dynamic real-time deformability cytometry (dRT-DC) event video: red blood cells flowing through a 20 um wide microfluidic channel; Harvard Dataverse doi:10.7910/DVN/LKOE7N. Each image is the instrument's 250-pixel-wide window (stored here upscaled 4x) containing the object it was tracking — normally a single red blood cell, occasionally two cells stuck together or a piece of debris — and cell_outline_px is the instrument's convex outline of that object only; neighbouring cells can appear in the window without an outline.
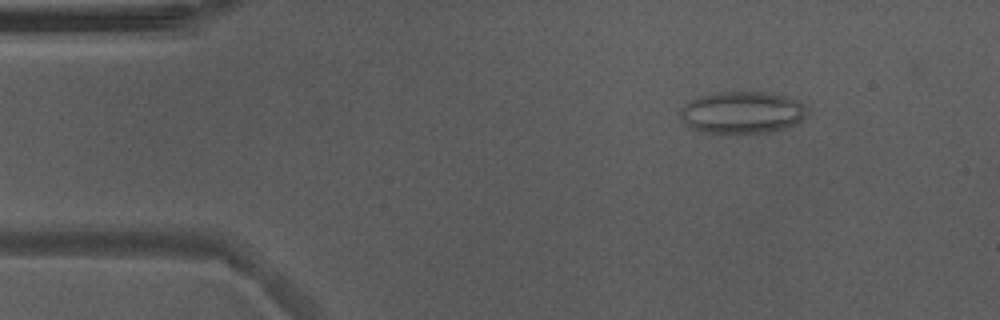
{"species": "Egyptian fruit bat (a non-hibernating species)", "species_latin": "Rousettus aegyptiacus", "temperature_condition": "warm", "stored_images_in_passage": 52, "camera_frame_rate_fps": 3000, "um_per_image_px": 0.085, "animal": {"sex": "male"}, "frame": {"image": 1, "passage_image": 7, "time_ms": 2.0, "image_size_px": [1000, 320], "cell_outline_px": [[808, 112], [804, 120], [796, 124], [772, 132], [704, 132], [692, 128], [680, 116], [680, 108], [684, 104], [700, 96], [720, 92], [768, 92], [800, 100], [804, 104]], "centroid_in_image_um": [63.15, 9.54], "position_along_channel_um": 21.9, "area_um2": 30.92}}
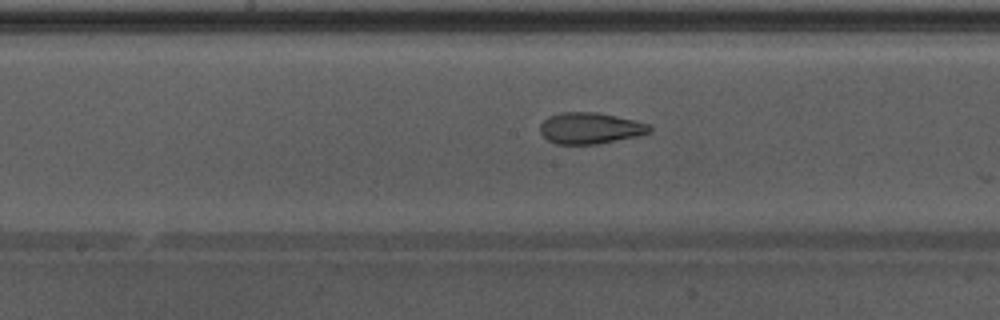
{"frame": {"image": 2, "passage_image": 26, "time_ms": 8.333, "image_size_px": [1000, 320], "cell_outline_px": [[652, 132], [636, 136], [596, 144], [556, 144], [548, 140], [540, 132], [540, 124], [548, 116], [560, 112], [596, 112], [636, 120], [648, 124], [652, 128]], "centroid_in_image_um": [50.16, 10.89], "position_along_channel_um": 198.0, "area_um2": 19.94}}
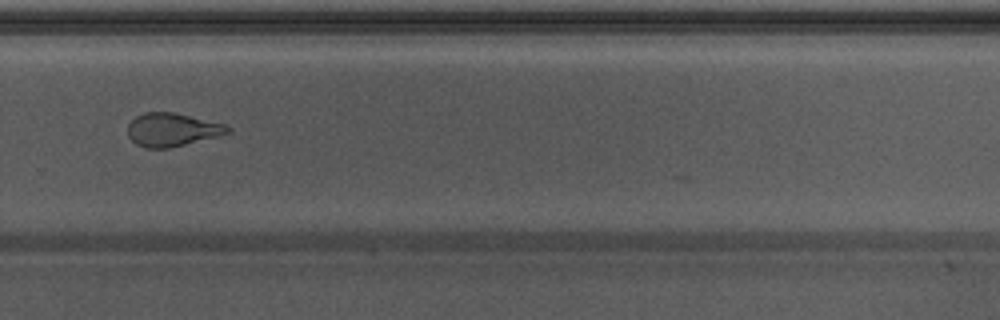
{"frame": {"image": 3, "passage_image": 35, "time_ms": 11.333, "image_size_px": [1000, 320], "cell_outline_px": [[232, 128], [228, 132], [216, 136], [168, 148], [148, 148], [136, 144], [128, 136], [128, 124], [136, 116], [144, 112], [172, 112], [224, 124]], "centroid_in_image_um": [14.58, 11.02], "position_along_channel_um": 315.2, "area_um2": 18.96}, "authors_computed_cell_mechanics": {"area_um2": 21.8484, "velocity_mm_per_s": 3.9147, "shape_relaxation_time_tau1_ms": 9.5057, "shape_relaxation_time_tau2_ms": 1.9255, "deformation_change_tau1": 0.2295, "deformation_change_tau2": 0.0932}}